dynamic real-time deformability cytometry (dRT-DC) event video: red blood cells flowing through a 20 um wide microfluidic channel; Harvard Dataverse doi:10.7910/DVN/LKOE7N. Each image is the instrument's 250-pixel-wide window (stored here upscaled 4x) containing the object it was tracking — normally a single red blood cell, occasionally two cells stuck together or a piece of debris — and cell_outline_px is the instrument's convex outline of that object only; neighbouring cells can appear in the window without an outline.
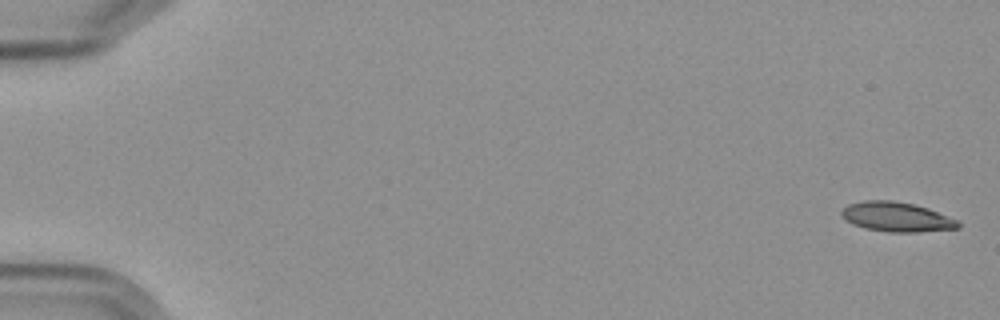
{"species": "Egyptian fruit bat (a non-hibernating species)", "species_latin": "Rousettus aegyptiacus", "temperature_condition": "cold", "stored_images_in_passage": 6, "camera_frame_rate_fps": 3000, "um_per_image_px": 0.085, "frame": {"image": 1, "passage_image": 1, "time_ms": 0.0, "image_size_px": [1000, 320], "cell_outline_px": [[960, 228], [916, 232], [888, 232], [864, 228], [852, 224], [840, 216], [840, 212], [848, 204], [864, 200], [892, 200], [916, 204], [928, 208], [960, 220]], "centroid_in_image_um": [76.22, 18.43], "position_along_channel_um": 8.8, "area_um2": 20.4}}
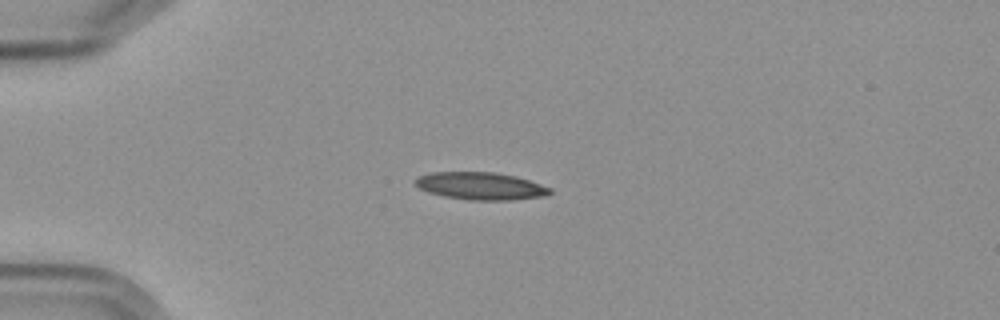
{"frame": {"image": 2, "passage_image": 5, "time_ms": 4.667, "image_size_px": [1000, 320], "cell_outline_px": [[552, 192], [548, 196], [512, 200], [468, 200], [444, 196], [428, 192], [412, 184], [412, 180], [416, 176], [432, 172], [492, 172], [516, 176], [552, 188]], "centroid_in_image_um": [40.82, 15.81], "position_along_channel_um": 44.2, "area_um2": 21.85}}